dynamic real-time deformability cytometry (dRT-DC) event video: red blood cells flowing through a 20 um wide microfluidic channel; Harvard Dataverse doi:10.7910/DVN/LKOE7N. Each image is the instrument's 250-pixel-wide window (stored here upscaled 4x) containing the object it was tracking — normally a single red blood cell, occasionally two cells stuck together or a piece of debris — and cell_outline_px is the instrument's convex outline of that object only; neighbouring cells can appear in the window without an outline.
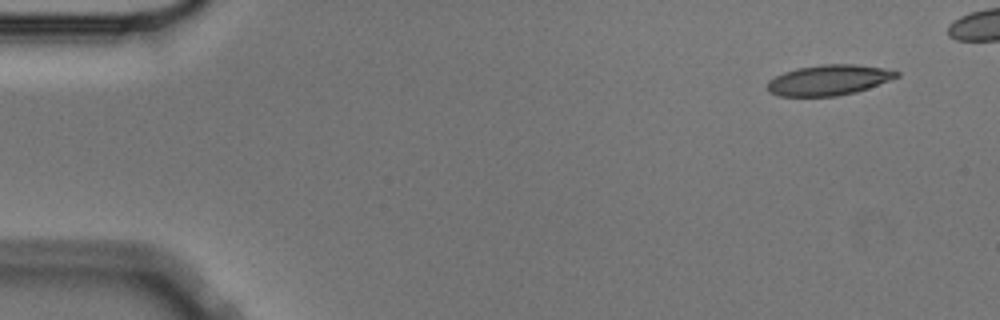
{"species": "Egyptian fruit bat (a non-hibernating species)", "species_latin": "Rousettus aegyptiacus", "temperature_condition": "cold", "stored_images_in_passage": 9, "camera_frame_rate_fps": 3000, "um_per_image_px": 0.085, "animal": {"sex": "male"}, "frame": {"image": 1, "passage_image": 1, "time_ms": 0.0, "image_size_px": [1000, 320], "cell_outline_px": [[900, 76], [868, 88], [856, 92], [836, 96], [780, 96], [768, 92], [768, 80], [784, 72], [796, 68], [824, 64], [856, 64], [884, 68], [900, 72]], "centroid_in_image_um": [70.45, 6.8], "position_along_channel_um": 14.6, "area_um2": 22.89}}